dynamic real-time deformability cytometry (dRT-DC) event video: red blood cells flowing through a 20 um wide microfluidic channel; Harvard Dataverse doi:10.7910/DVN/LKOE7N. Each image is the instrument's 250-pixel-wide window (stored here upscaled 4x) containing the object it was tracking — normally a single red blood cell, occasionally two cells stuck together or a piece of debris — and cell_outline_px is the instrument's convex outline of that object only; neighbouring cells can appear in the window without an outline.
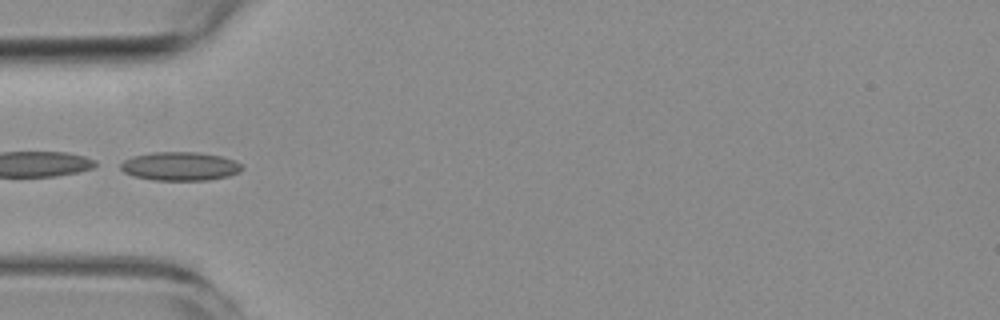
{"species": "common noctule bat (a hibernating species)", "species_latin": "Nyctalus noctula", "temperature_condition": "room temperature", "stored_images_in_passage": 3, "camera_frame_rate_fps": 3000, "um_per_image_px": 0.085, "animal": {"sex": "female", "body_mass_g": 19.3, "forearm_length_mm": 54.1}, "frame": {"image": 1, "passage_image": 3, "time_ms": 2.333, "image_size_px": [1000, 320], "cell_outline_px": [[244, 168], [240, 172], [228, 176], [208, 180], [152, 180], [132, 176], [124, 172], [120, 168], [120, 164], [124, 160], [132, 156], [152, 152], [200, 152], [220, 156], [236, 160], [244, 164]], "centroid_in_image_um": [15.33, 14.13], "position_along_channel_um": 69.7, "area_um2": 20.58}}